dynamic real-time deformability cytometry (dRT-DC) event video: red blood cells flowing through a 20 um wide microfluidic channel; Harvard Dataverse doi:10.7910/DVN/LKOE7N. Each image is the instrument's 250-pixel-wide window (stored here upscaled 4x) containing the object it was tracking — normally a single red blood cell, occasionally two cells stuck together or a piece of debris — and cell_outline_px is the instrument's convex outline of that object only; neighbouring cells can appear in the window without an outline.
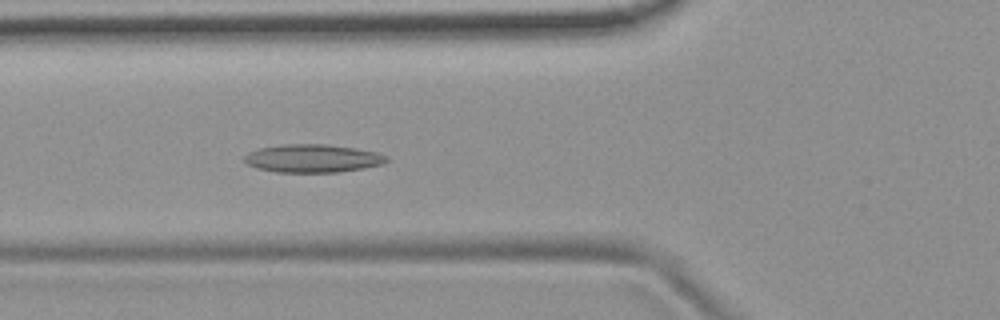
{"species": "common noctule bat (a hibernating species)", "species_latin": "Nyctalus noctula", "temperature_condition": "room temperature", "stored_images_in_passage": 54, "camera_frame_rate_fps": 3000, "um_per_image_px": 0.085, "animal": {"sex": "female", "body_mass_g": 19.9}, "frame": {"image": 1, "passage_image": 20, "time_ms": 6.333, "image_size_px": [1000, 320], "cell_outline_px": [[388, 160], [384, 164], [364, 168], [340, 172], [276, 172], [256, 168], [248, 164], [244, 160], [244, 156], [248, 152], [260, 148], [284, 144], [324, 144], [356, 148], [376, 152], [388, 156]], "centroid_in_image_um": [26.59, 13.46], "position_along_channel_um": 99.2, "area_um2": 23.35}}
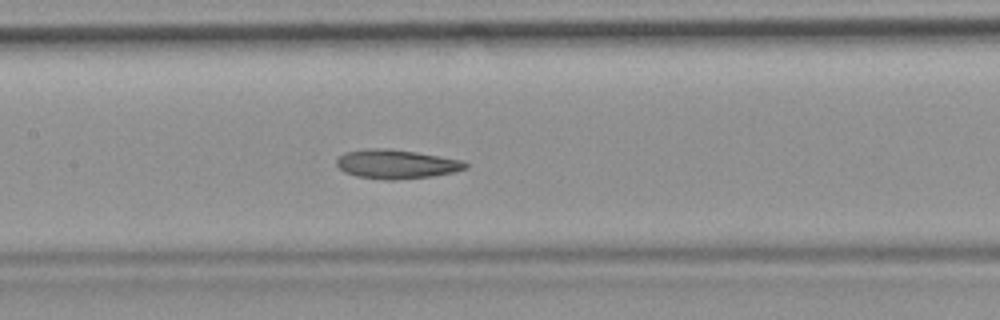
{"frame": {"image": 2, "passage_image": 26, "time_ms": 8.333, "image_size_px": [1000, 320], "cell_outline_px": [[468, 168], [456, 172], [432, 176], [396, 180], [384, 180], [356, 176], [344, 172], [336, 164], [336, 160], [344, 152], [364, 148], [388, 148], [416, 152], [464, 160], [468, 164]], "centroid_in_image_um": [33.7, 13.95], "position_along_channel_um": 173.7, "area_um2": 22.14}}
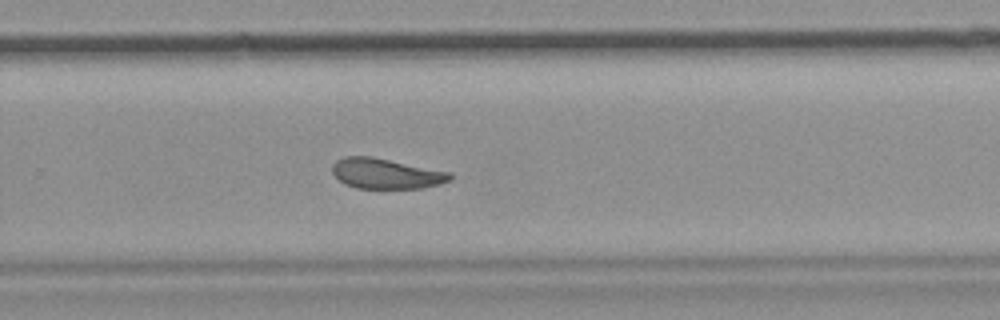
{"frame": {"image": 3, "passage_image": 36, "time_ms": 11.667, "image_size_px": [1000, 320], "cell_outline_px": [[452, 180], [440, 184], [424, 188], [356, 188], [344, 184], [332, 172], [332, 164], [336, 160], [344, 156], [372, 156], [452, 172]], "centroid_in_image_um": [32.83, 14.75], "position_along_channel_um": 297.0, "area_um2": 21.04}, "authors_computed_cell_mechanics": {"area_um2": 22.4264, "velocity_mm_per_s": 3.7252, "shape_relaxation_time_tau1_ms": null, "shape_relaxation_time_tau2_ms": 4.3331, "deformation_change_tau1": null, "deformation_change_tau2": 0.1188}}